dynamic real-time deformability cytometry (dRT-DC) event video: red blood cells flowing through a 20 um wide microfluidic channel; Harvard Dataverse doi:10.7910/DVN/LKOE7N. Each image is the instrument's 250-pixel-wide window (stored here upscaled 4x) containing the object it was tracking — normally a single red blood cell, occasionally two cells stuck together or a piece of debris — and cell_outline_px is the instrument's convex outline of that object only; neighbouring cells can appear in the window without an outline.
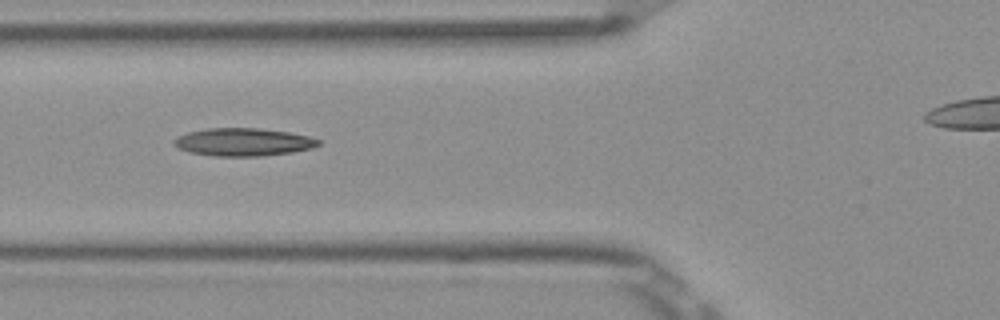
{"species": "Egyptian fruit bat (a non-hibernating species)", "species_latin": "Rousettus aegyptiacus", "temperature_condition": "room temperature", "stored_images_in_passage": 9, "segment_of_instrument_passage": [1, 2], "camera_frame_rate_fps": 3000, "um_per_image_px": 0.085, "frame": {"image": 1, "passage_image": 6, "time_ms": 1.667, "image_size_px": [1000, 320], "cell_outline_px": [[320, 144], [312, 148], [292, 152], [260, 156], [216, 156], [188, 152], [172, 144], [172, 140], [188, 132], [208, 128], [256, 128], [288, 132], [308, 136], [320, 140]], "centroid_in_image_um": [20.66, 12.07], "position_along_channel_um": 105.1, "area_um2": 23.29}}
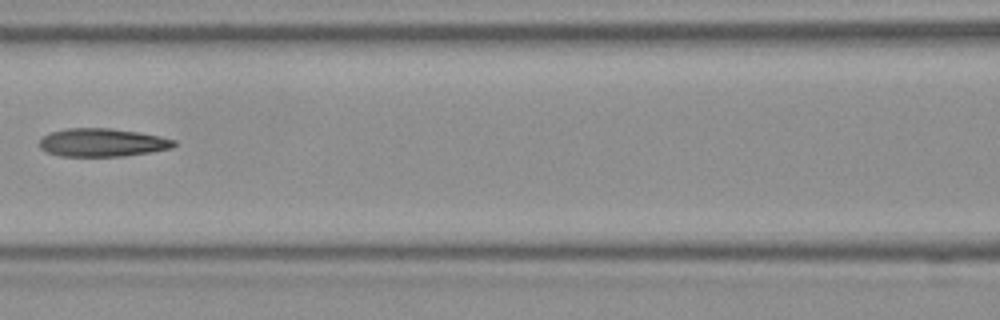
{"frame": {"image": 2, "passage_image": 7, "time_ms": 2.0, "image_size_px": [1000, 320], "cell_outline_px": [[176, 144], [172, 148], [152, 152], [124, 156], [60, 156], [44, 152], [40, 148], [40, 140], [48, 132], [68, 128], [112, 128], [140, 132], [160, 136], [176, 140]], "centroid_in_image_um": [8.7, 12.11], "position_along_channel_um": 157.9, "area_um2": 22.37}}
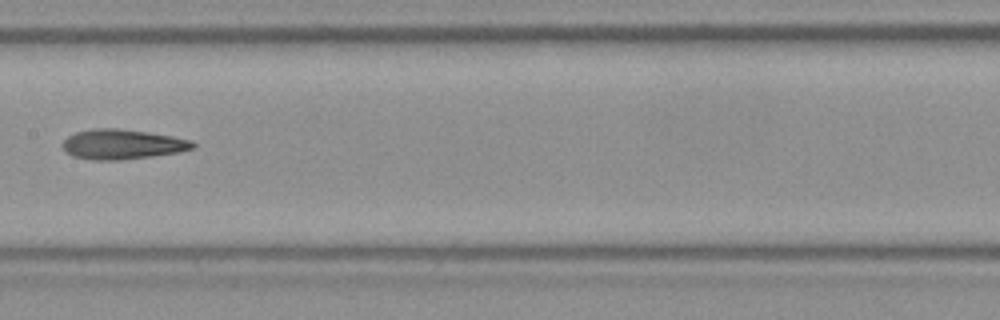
{"frame": {"image": 3, "passage_image": 8, "time_ms": 2.333, "image_size_px": [1000, 320], "cell_outline_px": [[196, 148], [180, 152], [152, 156], [120, 160], [92, 160], [72, 156], [64, 152], [60, 144], [68, 136], [76, 132], [92, 128], [116, 128], [148, 132], [172, 136], [192, 140], [196, 144]], "centroid_in_image_um": [10.38, 12.27], "position_along_channel_um": 197.0, "area_um2": 23.0}}